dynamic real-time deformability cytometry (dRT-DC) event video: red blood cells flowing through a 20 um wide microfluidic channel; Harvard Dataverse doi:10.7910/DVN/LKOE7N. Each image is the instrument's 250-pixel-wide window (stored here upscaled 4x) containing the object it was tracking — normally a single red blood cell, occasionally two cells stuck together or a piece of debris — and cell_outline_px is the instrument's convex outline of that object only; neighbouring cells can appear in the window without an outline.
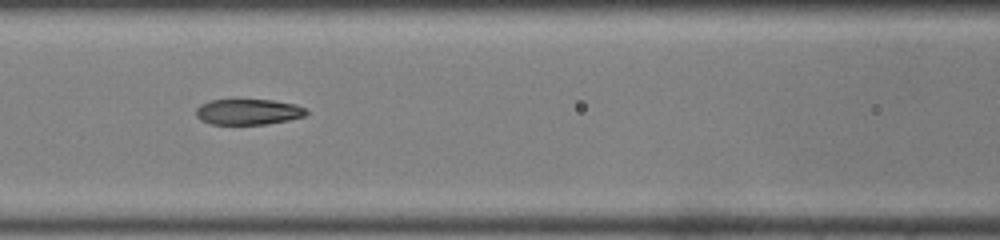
{"species": "common noctule bat (a hibernating species)", "species_latin": "Nyctalus noctula", "temperature_condition": "room temperature", "stored_images_in_passage": 17, "camera_frame_rate_fps": 3000, "um_per_image_px": 0.085, "animal": {"sex": "male", "body_mass_g": 19.0, "forearm_length_mm": 50.8}, "frame": {"image": 1, "passage_image": 8, "time_ms": 2.333, "image_size_px": [1000, 240], "cell_outline_px": [[308, 112], [304, 116], [288, 120], [264, 124], [212, 124], [200, 120], [196, 116], [196, 108], [200, 104], [212, 100], [272, 100], [296, 104], [304, 108]], "centroid_in_image_um": [21.08, 9.5], "position_along_channel_um": 145.5, "area_um2": 16.42}}